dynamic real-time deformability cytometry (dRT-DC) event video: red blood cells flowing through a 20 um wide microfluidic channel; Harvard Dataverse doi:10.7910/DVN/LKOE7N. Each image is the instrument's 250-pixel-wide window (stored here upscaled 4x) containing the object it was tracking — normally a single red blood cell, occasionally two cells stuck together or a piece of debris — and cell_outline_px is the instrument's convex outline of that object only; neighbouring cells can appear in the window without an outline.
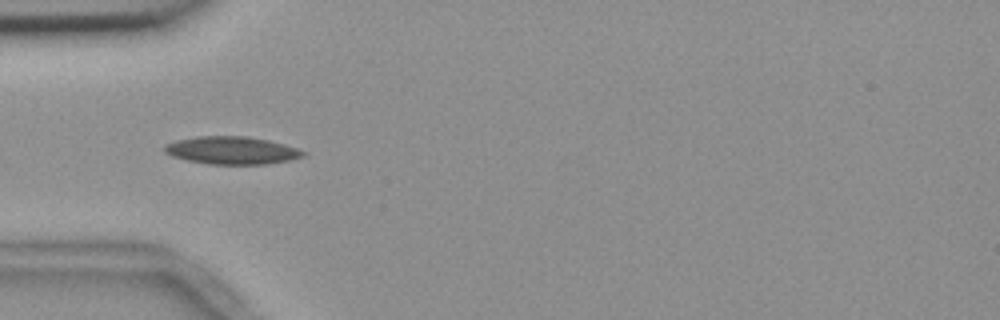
{"species": "common noctule bat (a hibernating species)", "species_latin": "Nyctalus noctula", "temperature_condition": "room temperature", "stored_images_in_passage": 39, "camera_frame_rate_fps": 3000, "um_per_image_px": 0.085, "animal": {"sex": "female", "body_mass_g": 18.4}, "frame": {"image": 1, "passage_image": 1, "time_ms": 0.0, "image_size_px": [1000, 320], "cell_outline_px": [[308, 152], [304, 156], [288, 160], [264, 164], [208, 164], [188, 160], [172, 156], [164, 152], [164, 148], [168, 144], [176, 140], [196, 136], [244, 136], [268, 140], [284, 144]], "centroid_in_image_um": [19.7, 12.78], "position_along_channel_um": 65.3, "area_um2": 22.2}}
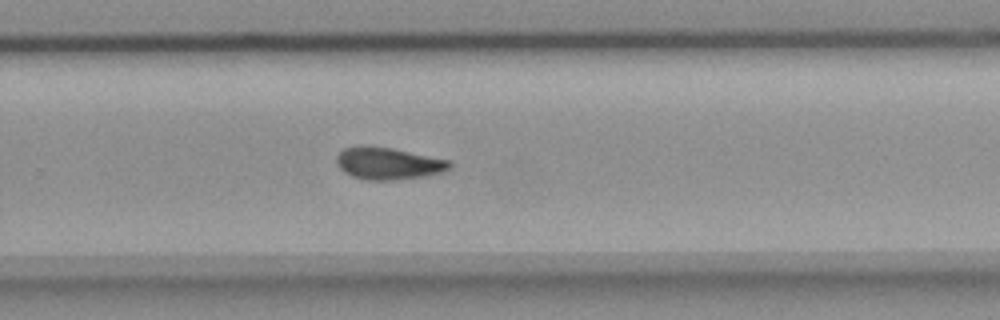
{"frame": {"image": 2, "passage_image": 20, "time_ms": 6.333, "image_size_px": [1000, 320], "cell_outline_px": [[452, 168], [440, 172], [424, 176], [396, 180], [364, 180], [352, 176], [344, 172], [336, 164], [336, 156], [344, 148], [360, 144], [364, 144], [392, 148], [448, 160], [452, 164]], "centroid_in_image_um": [32.94, 13.88], "position_along_channel_um": 296.9, "area_um2": 21.33}}
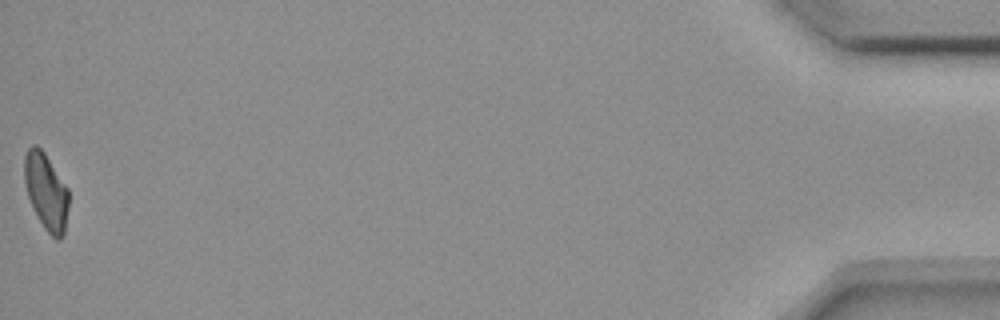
{"frame": {"image": 3, "passage_image": 39, "time_ms": 12.667, "image_size_px": [1000, 320], "cell_outline_px": [[68, 208], [64, 232], [60, 240], [56, 240], [44, 228], [28, 196], [24, 180], [24, 156], [28, 148], [32, 144], [36, 144], [44, 152], [68, 188]], "centroid_in_image_um": [3.92, 16.25], "position_along_channel_um": 431.3, "area_um2": 19.54}}